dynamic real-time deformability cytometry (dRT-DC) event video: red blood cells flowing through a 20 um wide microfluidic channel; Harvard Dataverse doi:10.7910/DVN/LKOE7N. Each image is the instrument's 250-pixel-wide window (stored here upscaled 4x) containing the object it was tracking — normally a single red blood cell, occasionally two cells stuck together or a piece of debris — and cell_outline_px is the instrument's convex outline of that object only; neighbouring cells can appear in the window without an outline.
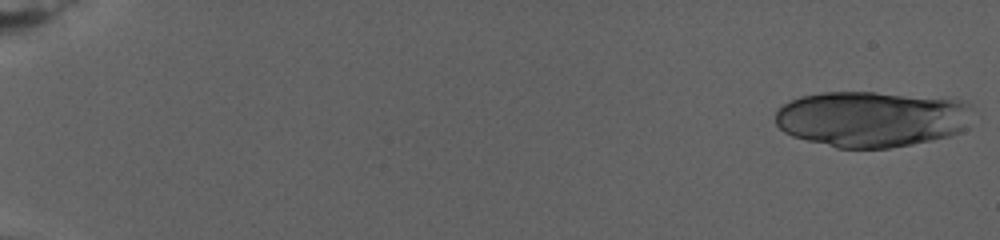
{"species": "human", "species_latin": "Homo sapiens", "temperature_condition": "warm", "stored_images_in_passage": 22, "camera_frame_rate_fps": 3000, "um_per_image_px": 0.085, "donor": {"sex": "female"}, "frame": {"image": 1, "passage_image": 1, "time_ms": 0.0, "image_size_px": [1000, 240], "cell_outline_px": [[972, 108], [964, 128], [960, 132], [948, 136], [912, 144], [888, 148], [836, 148], [792, 136], [784, 132], [776, 124], [776, 112], [784, 104], [800, 96], [824, 92], [876, 92], [964, 100]], "centroid_in_image_um": [74.07, 10.11], "position_along_channel_um": 10.9, "area_um2": 64.1}}
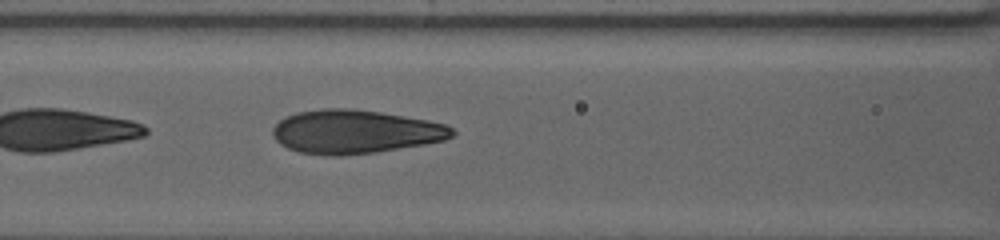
{"frame": {"image": 2, "passage_image": 22, "time_ms": 12.0, "image_size_px": [1000, 240], "cell_outline_px": [[456, 132], [452, 136], [444, 140], [424, 144], [376, 152], [336, 156], [332, 156], [300, 152], [288, 148], [280, 144], [276, 140], [272, 132], [272, 128], [284, 116], [296, 112], [320, 108], [352, 108], [380, 112], [428, 120], [444, 124], [452, 128]], "centroid_in_image_um": [30.15, 11.18], "position_along_channel_um": 136.5, "area_um2": 45.66}}